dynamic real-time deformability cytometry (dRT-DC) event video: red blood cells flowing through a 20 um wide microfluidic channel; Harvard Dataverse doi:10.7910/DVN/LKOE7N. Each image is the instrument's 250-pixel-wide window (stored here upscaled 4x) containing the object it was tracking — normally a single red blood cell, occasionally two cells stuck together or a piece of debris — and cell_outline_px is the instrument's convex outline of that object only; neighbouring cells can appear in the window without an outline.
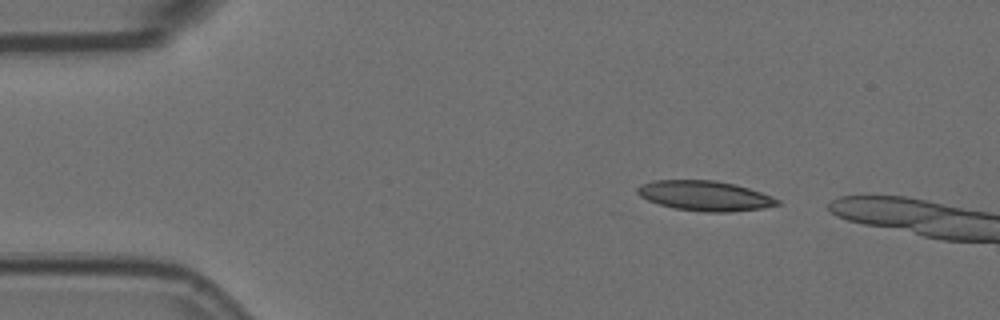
{"species": "Egyptian fruit bat (a non-hibernating species)", "species_latin": "Rousettus aegyptiacus", "temperature_condition": "room temperature", "stored_images_in_passage": 5, "camera_frame_rate_fps": 3000, "um_per_image_px": 0.085, "animal": {"sex": "female"}, "frame": {"image": 1, "passage_image": 1, "time_ms": 0.0, "image_size_px": [1000, 320], "cell_outline_px": [[780, 204], [764, 208], [728, 212], [704, 212], [676, 208], [660, 204], [648, 200], [640, 196], [636, 192], [636, 188], [640, 184], [652, 180], [716, 180], [736, 184], [772, 196], [780, 200]], "centroid_in_image_um": [59.91, 16.63], "position_along_channel_um": 25.1, "area_um2": 24.51}}
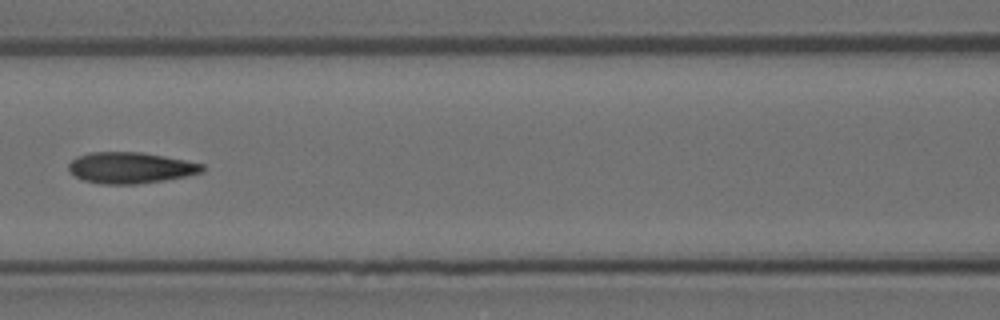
{"frame": {"image": 2, "passage_image": 5, "time_ms": 1.333, "image_size_px": [1000, 320], "cell_outline_px": [[204, 172], [164, 180], [136, 184], [100, 184], [84, 180], [68, 172], [68, 164], [72, 160], [88, 152], [140, 152], [164, 156], [204, 164]], "centroid_in_image_um": [11.07, 14.26], "position_along_channel_um": 155.5, "area_um2": 24.16}}